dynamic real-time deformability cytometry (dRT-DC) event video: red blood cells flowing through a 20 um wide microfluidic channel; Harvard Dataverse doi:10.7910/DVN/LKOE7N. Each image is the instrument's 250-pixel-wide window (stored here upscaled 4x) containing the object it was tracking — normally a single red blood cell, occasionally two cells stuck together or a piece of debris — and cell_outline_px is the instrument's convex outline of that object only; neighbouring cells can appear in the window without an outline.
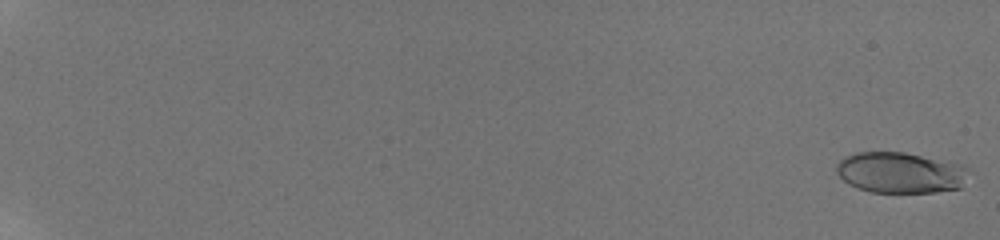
{"species": "human", "species_latin": "Homo sapiens", "temperature_condition": "room temperature", "stored_images_in_passage": 59, "camera_frame_rate_fps": 3000, "um_per_image_px": 0.085, "donor": {"sex": "male"}, "frame": {"image": 1, "passage_image": 2, "time_ms": 0.333, "image_size_px": [1000, 240], "cell_outline_px": [[968, 168], [960, 188], [936, 192], [872, 192], [856, 188], [848, 184], [836, 172], [836, 164], [844, 156], [856, 152], [904, 152], [964, 164]], "centroid_in_image_um": [76.5, 14.66], "position_along_channel_um": 8.5, "area_um2": 31.56}}
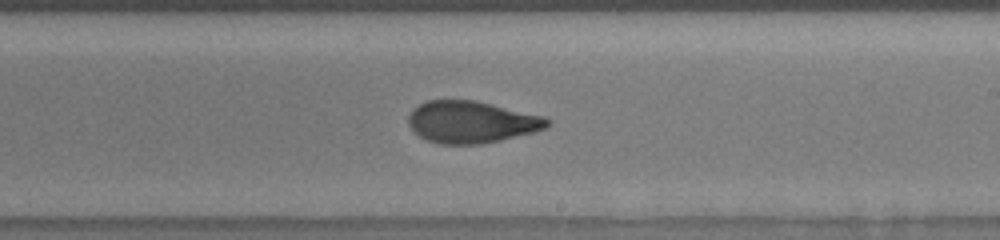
{"frame": {"image": 2, "passage_image": 40, "time_ms": 13.0, "image_size_px": [1000, 240], "cell_outline_px": [[552, 124], [536, 132], [500, 140], [480, 144], [440, 144], [428, 140], [420, 136], [408, 124], [408, 116], [412, 108], [428, 100], [472, 100], [544, 116], [552, 120]], "centroid_in_image_um": [40.09, 10.37], "position_along_channel_um": 248.9, "area_um2": 33.81}}
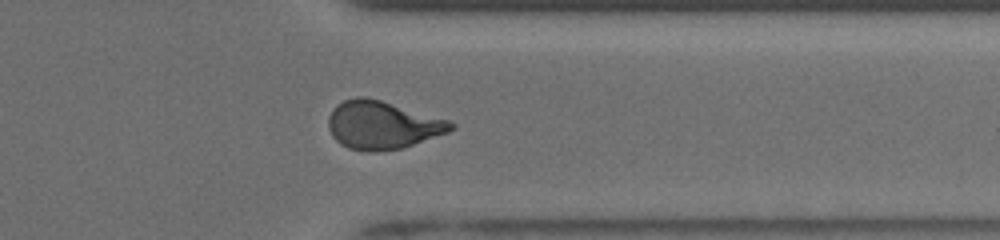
{"frame": {"image": 3, "passage_image": 50, "time_ms": 16.333, "image_size_px": [1000, 240], "cell_outline_px": [[456, 128], [448, 132], [400, 148], [368, 152], [348, 148], [340, 144], [332, 136], [328, 128], [328, 116], [332, 108], [336, 104], [344, 100], [356, 96], [364, 96], [380, 100], [452, 120], [456, 124]], "centroid_in_image_um": [32.49, 10.61], "position_along_channel_um": 378.9, "area_um2": 34.45}, "authors_computed_cell_mechanics": {"area_um2": 33.1772, "velocity_mm_per_s": 3.899, "shape_relaxation_time_tau1_ms": 8.6135, "shape_relaxation_time_tau2_ms": 1.1871, "deformation_change_tau1": 0.2684, "deformation_change_tau2": 0.0791}}